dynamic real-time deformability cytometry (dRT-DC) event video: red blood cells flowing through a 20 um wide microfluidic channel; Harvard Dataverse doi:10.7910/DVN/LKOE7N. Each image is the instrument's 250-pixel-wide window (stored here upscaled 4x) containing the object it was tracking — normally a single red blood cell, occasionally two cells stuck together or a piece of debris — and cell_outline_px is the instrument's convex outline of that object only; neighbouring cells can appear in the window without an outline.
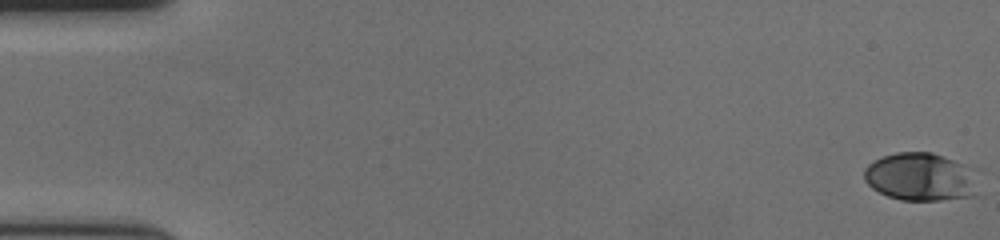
{"species": "human", "species_latin": "Homo sapiens", "temperature_condition": "cold", "stored_images_in_passage": 58, "camera_frame_rate_fps": 3000, "um_per_image_px": 0.085, "donor": {"sex": "female"}, "frame": {"image": 1, "passage_image": 1, "time_ms": 0.0, "image_size_px": [1000, 240], "cell_outline_px": [[980, 168], [976, 196], [940, 200], [900, 200], [888, 196], [872, 188], [864, 180], [864, 168], [872, 160], [896, 152], [932, 152]], "centroid_in_image_um": [78.36, 15.02], "position_along_channel_um": 6.6, "area_um2": 33.0}}
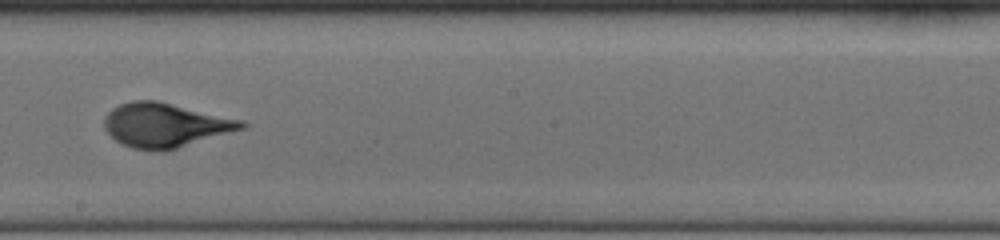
{"frame": {"image": 2, "passage_image": 34, "time_ms": 11.0, "image_size_px": [1000, 240], "cell_outline_px": [[248, 124], [244, 128], [164, 152], [160, 152], [132, 148], [116, 140], [104, 128], [104, 116], [112, 108], [120, 104], [132, 100], [156, 100], [244, 120]], "centroid_in_image_um": [14.03, 10.63], "position_along_channel_um": 234.2, "area_um2": 35.32}}
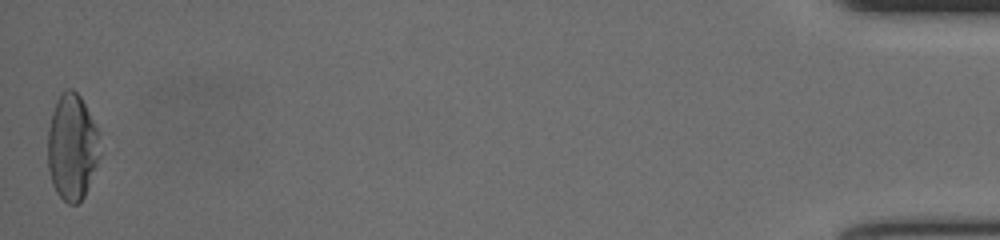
{"frame": {"image": 3, "passage_image": 58, "time_ms": 19.0, "image_size_px": [1000, 240], "cell_outline_px": [[100, 156], [84, 196], [76, 204], [68, 204], [56, 192], [52, 184], [48, 168], [48, 128], [52, 112], [56, 100], [68, 88], [72, 88], [80, 96], [100, 132]], "centroid_in_image_um": [6.13, 12.49], "position_along_channel_um": 429.1, "area_um2": 32.37}, "authors_computed_cell_mechanics": {"area_um2": 33.4662, "velocity_mm_per_s": 3.635, "shape_relaxation_time_tau1_ms": 4.7522, "shape_relaxation_time_tau2_ms": null, "deformation_change_tau1": 0.2049, "deformation_change_tau2": null}}